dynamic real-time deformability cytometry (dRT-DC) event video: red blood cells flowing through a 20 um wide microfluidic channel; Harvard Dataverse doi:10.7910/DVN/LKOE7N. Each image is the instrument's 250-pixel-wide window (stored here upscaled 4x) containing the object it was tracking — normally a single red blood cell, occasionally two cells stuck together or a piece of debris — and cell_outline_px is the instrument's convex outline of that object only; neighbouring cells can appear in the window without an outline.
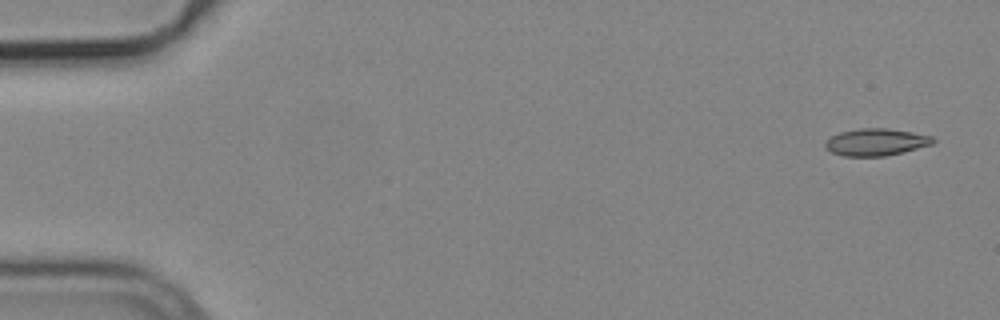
{"species": "common noctule bat (a hibernating species)", "species_latin": "Nyctalus noctula", "temperature_condition": "cold", "stored_images_in_passage": 5, "camera_frame_rate_fps": 3000, "um_per_image_px": 0.085, "animal": {"sex": "male", "body_mass_g": 19.2, "forearm_length_mm": 51.8}, "frame": {"image": 1, "passage_image": 1, "time_ms": 0.0, "image_size_px": [1000, 320], "cell_outline_px": [[936, 140], [932, 144], [904, 152], [884, 156], [844, 156], [832, 152], [824, 148], [824, 144], [832, 136], [840, 132], [860, 128], [888, 128], [912, 132], [932, 136]], "centroid_in_image_um": [74.47, 12.08], "position_along_channel_um": 10.5, "area_um2": 16.99}}
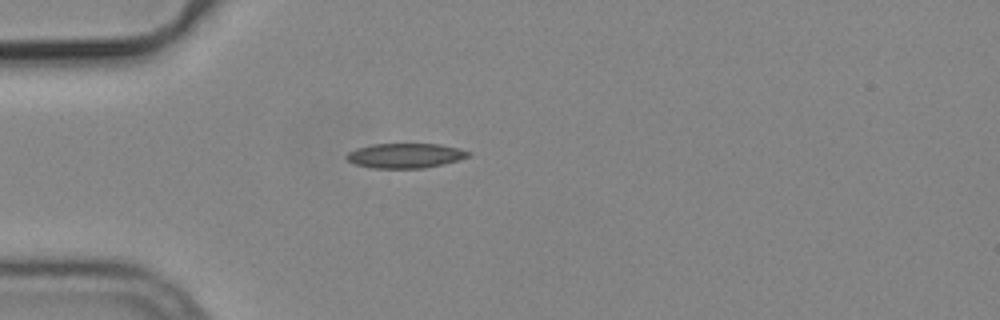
{"frame": {"image": 2, "passage_image": 4, "time_ms": 1.0, "image_size_px": [1000, 320], "cell_outline_px": [[472, 156], [460, 160], [444, 164], [424, 168], [372, 168], [352, 164], [344, 156], [348, 152], [356, 148], [372, 144], [440, 144], [460, 148], [472, 152]], "centroid_in_image_um": [34.47, 13.23], "position_along_channel_um": 50.5, "area_um2": 17.92}}